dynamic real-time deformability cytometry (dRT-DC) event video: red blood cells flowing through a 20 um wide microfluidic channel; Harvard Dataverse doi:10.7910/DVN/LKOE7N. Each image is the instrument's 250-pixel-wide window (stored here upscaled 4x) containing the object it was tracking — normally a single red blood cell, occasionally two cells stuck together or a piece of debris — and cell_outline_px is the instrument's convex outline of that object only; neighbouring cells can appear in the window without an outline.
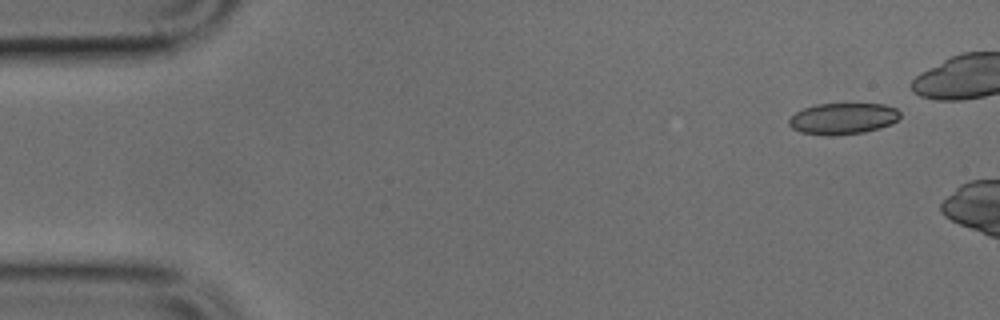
{"species": "common noctule bat (a hibernating species)", "species_latin": "Nyctalus noctula", "temperature_condition": "cold", "stored_images_in_passage": 2, "camera_frame_rate_fps": 3000, "um_per_image_px": 0.085, "animal": {"sex": "male", "body_mass_g": 17.9, "forearm_length_mm": 54.2}, "frame": {"image": 1, "passage_image": 2, "time_ms": 0.333, "image_size_px": [1000, 320], "cell_outline_px": [[900, 116], [892, 124], [880, 128], [864, 132], [832, 136], [800, 132], [792, 128], [788, 124], [788, 120], [796, 112], [804, 108], [816, 104], [884, 104], [896, 108], [900, 112]], "centroid_in_image_um": [71.65, 10.08], "position_along_channel_um": 13.3, "area_um2": 20.29}}